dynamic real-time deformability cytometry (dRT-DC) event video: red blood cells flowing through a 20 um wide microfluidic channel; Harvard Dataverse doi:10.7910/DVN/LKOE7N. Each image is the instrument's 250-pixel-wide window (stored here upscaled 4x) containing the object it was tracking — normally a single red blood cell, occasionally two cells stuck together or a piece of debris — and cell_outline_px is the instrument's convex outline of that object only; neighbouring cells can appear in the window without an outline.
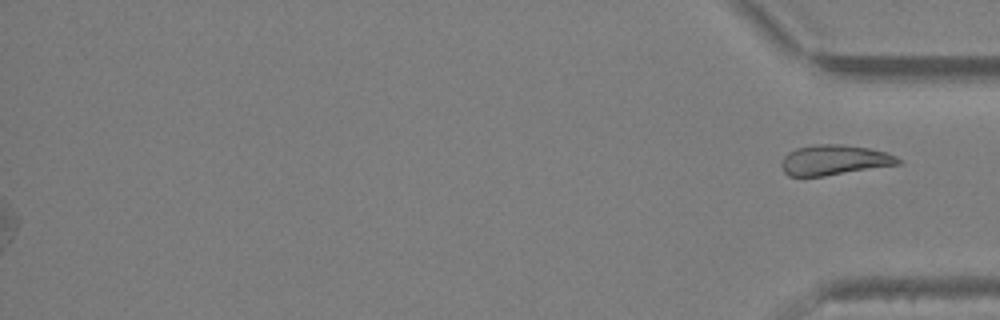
{"species": "Egyptian fruit bat (a non-hibernating species)", "species_latin": "Rousettus aegyptiacus", "temperature_condition": "warm", "stored_images_in_passage": 32, "segment_of_instrument_passage": [2, 2], "camera_frame_rate_fps": 3000, "um_per_image_px": 0.085, "animal": {"sex": "female"}, "frame": {"image": 1, "passage_image": 32, "time_ms": 10.333, "image_size_px": [1000, 320], "cell_outline_px": [[904, 160], [900, 164], [824, 176], [788, 176], [784, 172], [780, 164], [784, 156], [788, 152], [796, 148], [820, 144], [840, 144], [868, 148], [888, 152]], "centroid_in_image_um": [70.93, 13.6], "position_along_channel_um": 364.3, "area_um2": 20.58}}